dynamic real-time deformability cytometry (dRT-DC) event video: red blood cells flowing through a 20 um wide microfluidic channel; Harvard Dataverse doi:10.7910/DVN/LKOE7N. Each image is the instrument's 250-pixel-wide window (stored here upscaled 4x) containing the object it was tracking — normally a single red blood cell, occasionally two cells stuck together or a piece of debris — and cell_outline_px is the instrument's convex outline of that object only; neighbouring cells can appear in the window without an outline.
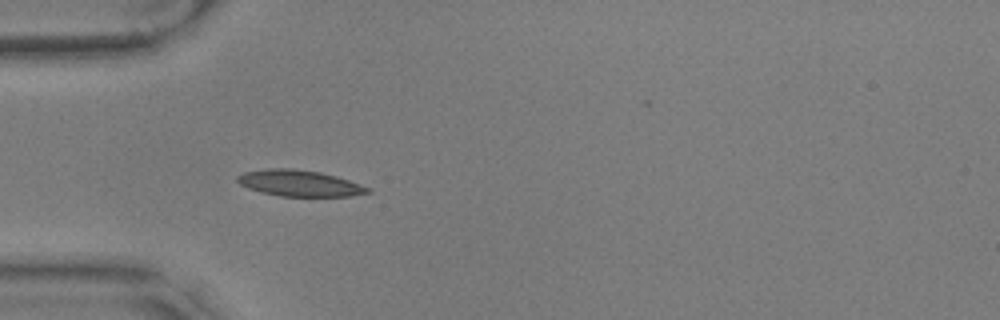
{"species": "common noctule bat (a hibernating species)", "species_latin": "Nyctalus noctula", "temperature_condition": "warm", "stored_images_in_passage": 40, "camera_frame_rate_fps": 3000, "um_per_image_px": 0.085, "animal": {"sex": "male", "body_mass_g": 17.9, "forearm_length_mm": 54.2}, "frame": {"image": 1, "passage_image": 1, "time_ms": 0.0, "image_size_px": [1000, 320], "cell_outline_px": [[372, 192], [352, 196], [280, 196], [260, 192], [248, 188], [240, 184], [236, 180], [236, 176], [244, 172], [268, 168], [292, 168], [320, 172], [336, 176], [372, 188]], "centroid_in_image_um": [25.46, 15.57], "position_along_channel_um": 59.5, "area_um2": 20.0}}
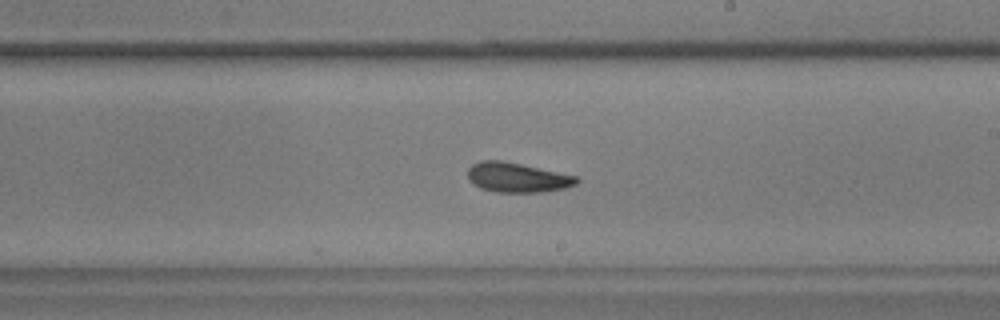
{"frame": {"image": 2, "passage_image": 17, "time_ms": 5.333, "image_size_px": [1000, 320], "cell_outline_px": [[580, 180], [576, 184], [564, 188], [540, 192], [496, 192], [480, 188], [472, 184], [468, 180], [468, 168], [472, 164], [480, 160], [500, 160], [520, 164], [576, 176]], "centroid_in_image_um": [43.91, 15.09], "position_along_channel_um": 245.1, "area_um2": 18.73}}
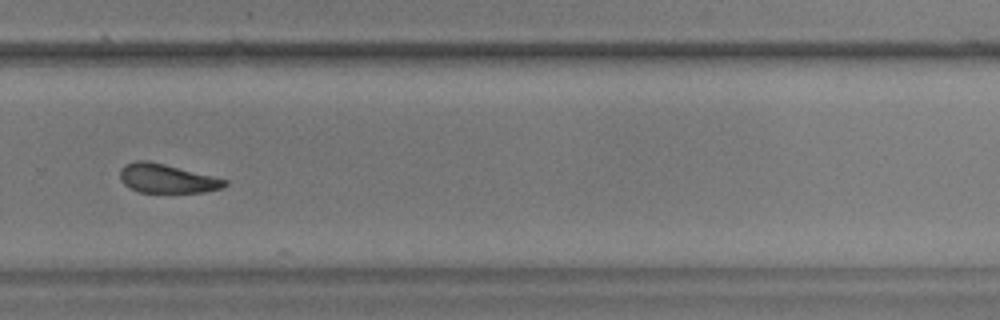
{"frame": {"image": 3, "passage_image": 23, "time_ms": 7.333, "image_size_px": [1000, 320], "cell_outline_px": [[228, 184], [220, 188], [204, 192], [140, 192], [124, 184], [120, 180], [120, 168], [124, 164], [136, 160], [148, 160], [228, 180]], "centroid_in_image_um": [14.15, 15.16], "position_along_channel_um": 315.7, "area_um2": 17.51}, "authors_computed_cell_mechanics": {"area_um2": 19.074, "velocity_mm_per_s": 3.5425, "shape_relaxation_time_tau1_ms": 4.9066, "shape_relaxation_time_tau2_ms": 3.4748, "deformation_change_tau1": 0.1184, "deformation_change_tau2": 0.0989}}